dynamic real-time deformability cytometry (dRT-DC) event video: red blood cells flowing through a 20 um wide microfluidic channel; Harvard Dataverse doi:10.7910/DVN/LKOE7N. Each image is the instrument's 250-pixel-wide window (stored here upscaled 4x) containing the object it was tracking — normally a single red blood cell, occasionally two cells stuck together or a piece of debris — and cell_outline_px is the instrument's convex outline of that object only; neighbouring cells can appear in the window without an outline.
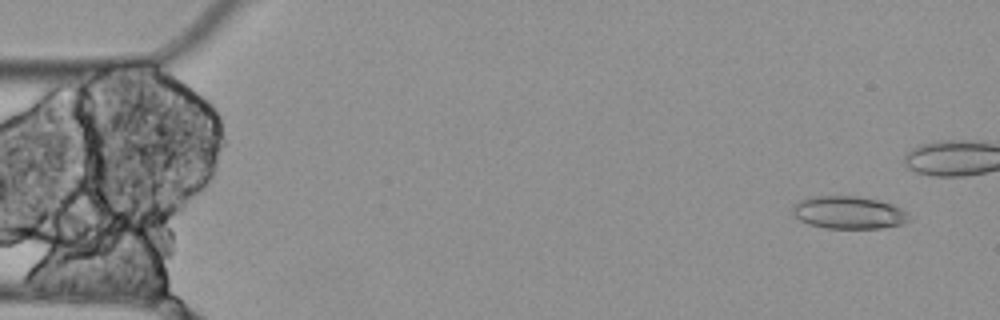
{"species": "Egyptian fruit bat (a non-hibernating species)", "species_latin": "Rousettus aegyptiacus", "temperature_condition": "cold", "stored_images_in_passage": 11, "camera_frame_rate_fps": 3000, "um_per_image_px": 0.085, "animal": {"sex": "female"}, "frame": {"image": 1, "passage_image": 1, "time_ms": 0.0, "image_size_px": [1000, 320], "cell_outline_px": [[908, 220], [904, 224], [880, 228], [824, 228], [808, 224], [800, 220], [792, 212], [792, 204], [800, 200], [816, 196], [852, 196], [880, 200], [892, 204], [908, 212]], "centroid_in_image_um": [72.13, 18.07], "position_along_channel_um": 12.9, "area_um2": 22.14}}